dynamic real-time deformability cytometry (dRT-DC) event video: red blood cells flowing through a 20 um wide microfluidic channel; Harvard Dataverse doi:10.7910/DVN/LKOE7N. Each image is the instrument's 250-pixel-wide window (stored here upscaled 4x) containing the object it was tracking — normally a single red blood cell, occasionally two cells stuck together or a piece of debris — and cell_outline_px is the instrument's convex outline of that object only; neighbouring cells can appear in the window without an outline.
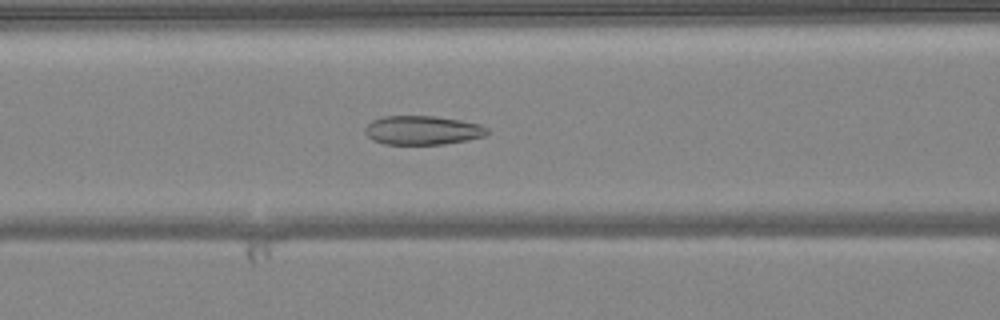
{"species": "common noctule bat (a hibernating species)", "species_latin": "Nyctalus noctula", "temperature_condition": "warm", "stored_images_in_passage": 50, "camera_frame_rate_fps": 3000, "um_per_image_px": 0.085, "animal": {"sex": "female", "body_mass_g": 24.6, "forearm_length_mm": 56.2}, "frame": {"image": 1, "passage_image": 21, "time_ms": 6.667, "image_size_px": [1000, 320], "cell_outline_px": [[488, 132], [484, 136], [468, 140], [444, 144], [384, 144], [372, 140], [364, 132], [364, 128], [372, 120], [384, 116], [436, 116], [460, 120], [480, 124], [488, 128]], "centroid_in_image_um": [35.9, 11.07], "position_along_channel_um": 130.7, "area_um2": 20.69}}
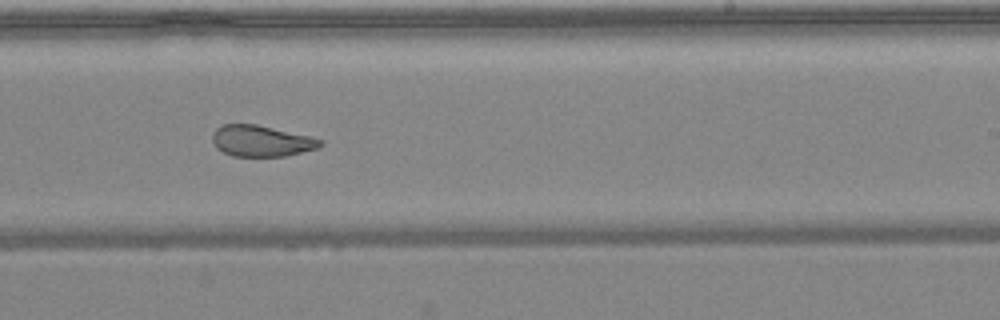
{"frame": {"image": 2, "passage_image": 31, "time_ms": 10.0, "image_size_px": [1000, 320], "cell_outline_px": [[324, 144], [320, 148], [284, 156], [232, 156], [216, 148], [212, 140], [212, 132], [216, 128], [224, 124], [256, 124], [312, 136], [324, 140]], "centroid_in_image_um": [22.25, 11.97], "position_along_channel_um": 266.8, "area_um2": 19.83}}
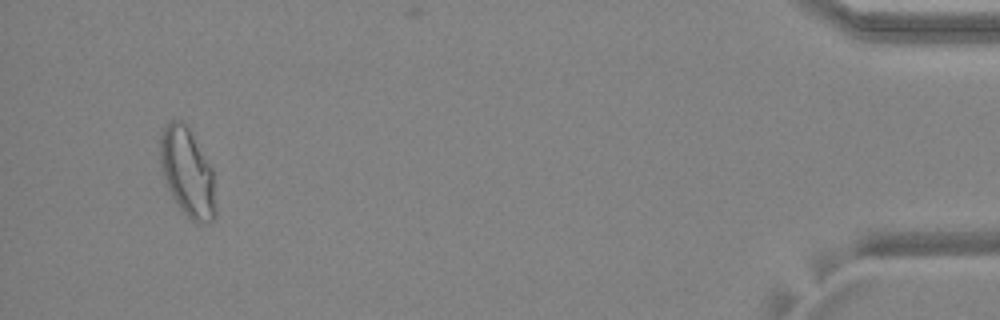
{"frame": {"image": 3, "passage_image": 48, "time_ms": 15.667, "image_size_px": [1000, 320], "cell_outline_px": [[216, 216], [212, 220], [204, 224], [196, 224], [180, 208], [172, 196], [168, 188], [160, 168], [160, 132], [164, 124], [168, 120], [180, 120], [188, 128], [212, 168], [216, 204]], "centroid_in_image_um": [15.92, 14.66], "position_along_channel_um": 419.3, "area_um2": 28.73}, "authors_computed_cell_mechanics": {"area_um2": 23.7847, "velocity_mm_per_s": 4.0943, "shape_relaxation_time_tau1_ms": null, "shape_relaxation_time_tau2_ms": 1.429, "deformation_change_tau1": null, "deformation_change_tau2": 0.0816}}